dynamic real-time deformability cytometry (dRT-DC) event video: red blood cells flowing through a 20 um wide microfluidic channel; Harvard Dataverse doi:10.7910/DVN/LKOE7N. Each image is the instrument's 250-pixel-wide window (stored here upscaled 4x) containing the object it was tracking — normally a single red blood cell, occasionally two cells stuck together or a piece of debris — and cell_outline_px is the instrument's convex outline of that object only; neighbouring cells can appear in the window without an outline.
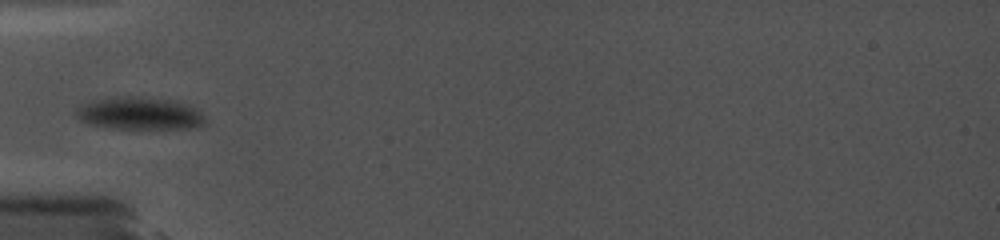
{"species": "common noctule bat (a hibernating species)", "species_latin": "Nyctalus noctula", "temperature_condition": "cold", "stored_images_in_passage": 12, "camera_frame_rate_fps": 5000, "um_per_image_px": 0.085, "animal": {"sex": "female", "body_mass_g": 19.0, "forearm_length_mm": 56.7}, "frame": {"image": 1, "passage_image": 6, "time_ms": 6.0, "image_size_px": [1000, 240], "cell_outline_px": [[204, 124], [200, 128], [112, 128], [88, 124], [80, 120], [76, 116], [76, 108], [92, 100], [120, 96], [136, 96], [168, 100], [188, 104], [196, 108], [204, 116]], "centroid_in_image_um": [11.86, 9.64], "position_along_channel_um": 73.1, "area_um2": 24.39}}
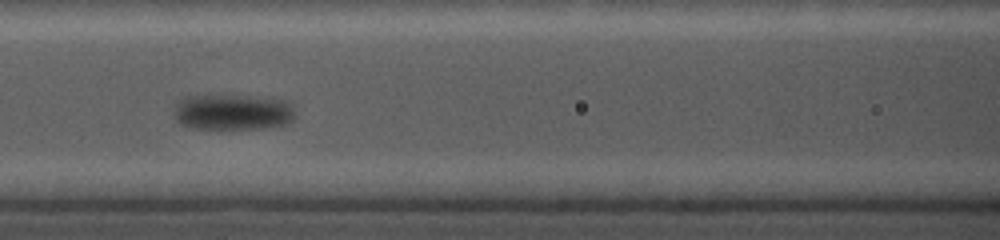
{"frame": {"image": 2, "passage_image": 9, "time_ms": 8.2, "image_size_px": [1000, 240], "cell_outline_px": [[296, 116], [292, 120], [284, 124], [264, 128], [196, 128], [180, 124], [176, 120], [176, 104], [184, 96], [208, 92], [272, 96], [292, 100]], "centroid_in_image_um": [19.85, 9.43], "position_along_channel_um": 146.7, "area_um2": 26.82}}
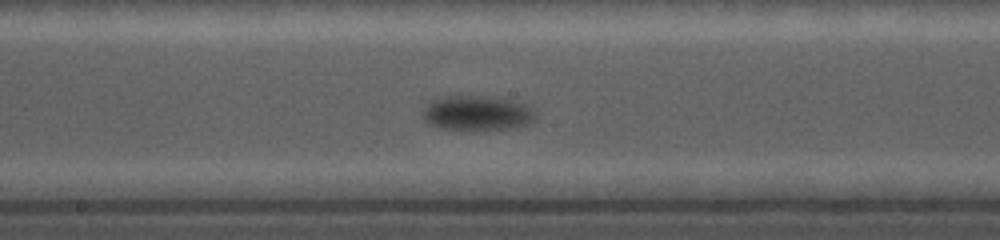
{"frame": {"image": 3, "passage_image": 12, "time_ms": 10.0, "image_size_px": [1000, 240], "cell_outline_px": [[536, 120], [528, 124], [508, 128], [472, 132], [440, 128], [428, 124], [424, 120], [424, 108], [428, 100], [444, 96], [488, 96], [508, 100], [524, 104], [532, 108], [536, 112]], "centroid_in_image_um": [40.52, 9.64], "position_along_channel_um": 207.7, "area_um2": 23.47}}